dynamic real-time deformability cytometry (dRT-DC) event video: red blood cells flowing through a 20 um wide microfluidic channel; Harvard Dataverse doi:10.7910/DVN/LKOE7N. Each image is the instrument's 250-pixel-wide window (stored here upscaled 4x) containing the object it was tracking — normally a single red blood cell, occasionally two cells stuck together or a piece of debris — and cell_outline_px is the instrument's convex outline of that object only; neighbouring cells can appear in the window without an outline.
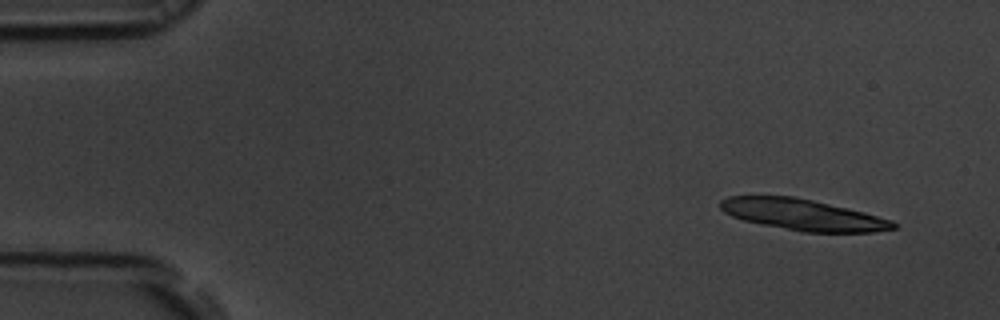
{"species": "common noctule bat (a hibernating species)", "species_latin": "Nyctalus noctula", "temperature_condition": "room temperature", "stored_images_in_passage": 14, "camera_frame_rate_fps": 3000, "um_per_image_px": 0.085, "animal": {"sex": "male", "body_mass_g": 19.5, "forearm_length_mm": 54.6}, "frame": {"image": 1, "passage_image": 3, "time_ms": 0.667, "image_size_px": [1000, 320], "cell_outline_px": [[896, 228], [872, 232], [804, 232], [744, 220], [732, 216], [724, 212], [720, 208], [720, 200], [728, 196], [796, 196], [848, 208], [864, 212], [892, 220], [896, 224]], "centroid_in_image_um": [68.24, 18.24], "position_along_channel_um": 16.8, "area_um2": 31.15}}